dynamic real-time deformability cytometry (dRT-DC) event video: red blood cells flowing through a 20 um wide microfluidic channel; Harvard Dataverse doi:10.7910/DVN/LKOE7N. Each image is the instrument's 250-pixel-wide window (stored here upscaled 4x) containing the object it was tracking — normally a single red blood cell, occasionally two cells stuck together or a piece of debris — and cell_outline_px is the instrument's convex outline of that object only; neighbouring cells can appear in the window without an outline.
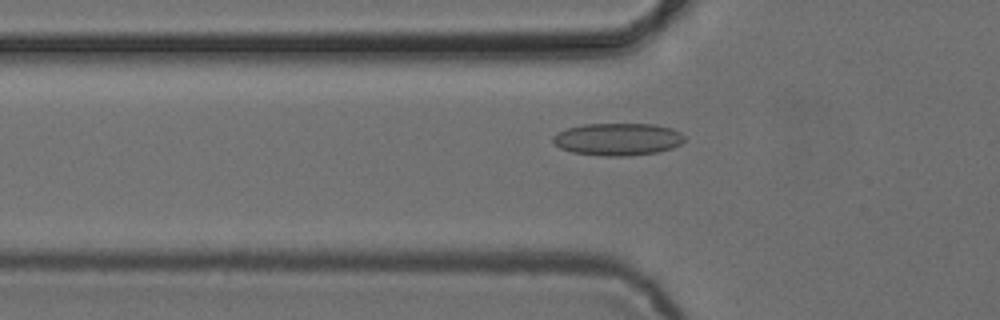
{"species": "common noctule bat (a hibernating species)", "species_latin": "Nyctalus noctula", "temperature_condition": "cold", "stored_images_in_passage": 31, "camera_frame_rate_fps": 3000, "um_per_image_px": 0.085, "animal": {"sex": "female", "body_mass_g": 24.6, "forearm_length_mm": 56.2}, "frame": {"image": 1, "passage_image": 6, "time_ms": 1.667, "image_size_px": [1000, 320], "cell_outline_px": [[684, 140], [680, 144], [672, 148], [656, 152], [628, 156], [600, 156], [572, 152], [560, 148], [552, 140], [552, 136], [568, 128], [584, 124], [656, 124], [672, 128], [680, 132], [684, 136]], "centroid_in_image_um": [52.52, 11.83], "position_along_channel_um": 73.3, "area_um2": 24.8}}
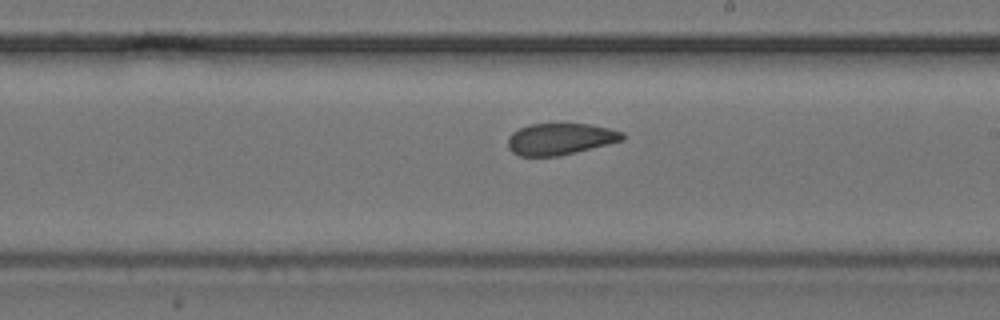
{"frame": {"image": 2, "passage_image": 19, "time_ms": 6.0, "image_size_px": [1000, 320], "cell_outline_px": [[624, 140], [560, 156], [520, 156], [512, 152], [508, 148], [508, 136], [512, 132], [528, 124], [588, 124], [608, 128], [624, 132]], "centroid_in_image_um": [47.6, 11.82], "position_along_channel_um": 241.4, "area_um2": 21.1}}
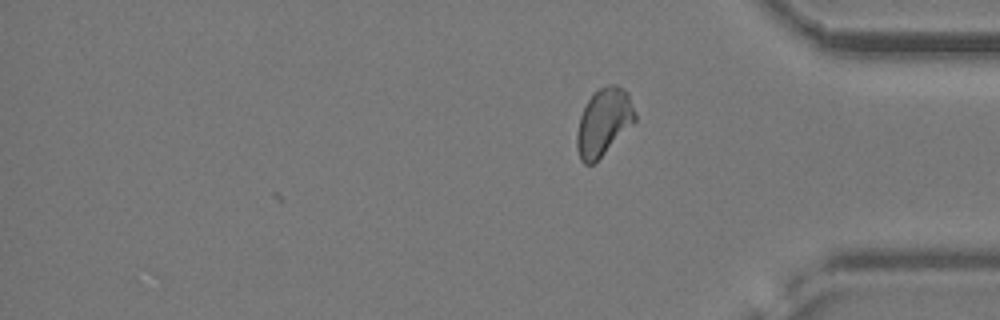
{"frame": {"image": 3, "passage_image": 31, "time_ms": 10.0, "image_size_px": [1000, 320], "cell_outline_px": [[636, 120], [592, 164], [584, 164], [580, 160], [576, 148], [576, 132], [580, 116], [588, 100], [600, 88], [608, 84], [616, 84], [624, 88], [628, 92], [636, 112]], "centroid_in_image_um": [51.3, 10.34], "position_along_channel_um": 383.9, "area_um2": 22.48}, "authors_computed_cell_mechanics": {"area_um2": 22.5998, "velocity_mm_per_s": 3.8573, "shape_relaxation_time_tau1_ms": null, "shape_relaxation_time_tau2_ms": 2.3028, "deformation_change_tau1": null, "deformation_change_tau2": 0.0709}}